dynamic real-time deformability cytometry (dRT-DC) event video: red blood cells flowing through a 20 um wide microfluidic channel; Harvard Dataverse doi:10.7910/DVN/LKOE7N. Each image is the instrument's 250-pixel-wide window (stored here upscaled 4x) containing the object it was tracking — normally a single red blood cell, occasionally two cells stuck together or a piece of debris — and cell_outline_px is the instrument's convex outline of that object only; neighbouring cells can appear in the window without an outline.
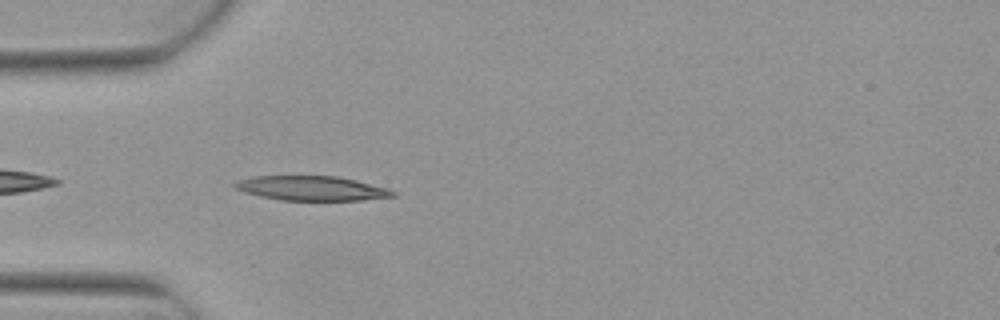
{"species": "Egyptian fruit bat (a non-hibernating species)", "species_latin": "Rousettus aegyptiacus", "temperature_condition": "warm", "stored_images_in_passage": 3, "camera_frame_rate_fps": 3000, "um_per_image_px": 0.085, "animal": {"sex": "female"}, "frame": {"image": 1, "passage_image": 3, "time_ms": 0.667, "image_size_px": [1000, 320], "cell_outline_px": [[396, 196], [364, 200], [280, 200], [260, 196], [244, 192], [236, 188], [232, 184], [240, 180], [252, 176], [336, 176], [356, 180], [388, 188], [396, 192]], "centroid_in_image_um": [26.51, 16.0], "position_along_channel_um": 58.5, "area_um2": 22.54}}